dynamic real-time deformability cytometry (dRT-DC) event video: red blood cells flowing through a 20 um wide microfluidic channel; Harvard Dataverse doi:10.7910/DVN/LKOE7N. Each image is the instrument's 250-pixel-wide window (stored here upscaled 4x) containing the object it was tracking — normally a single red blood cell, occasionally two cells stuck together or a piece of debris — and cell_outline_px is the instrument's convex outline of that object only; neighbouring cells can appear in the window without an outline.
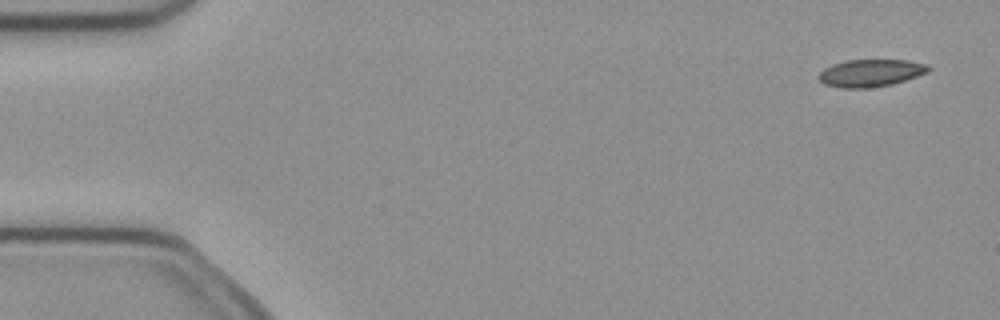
{"species": "common noctule bat (a hibernating species)", "species_latin": "Nyctalus noctula", "temperature_condition": "cold", "stored_images_in_passage": 5, "camera_frame_rate_fps": 3000, "um_per_image_px": 0.085, "animal": {"sex": "female", "body_mass_g": 21.9}, "frame": {"image": 1, "passage_image": 1, "time_ms": 0.0, "image_size_px": [1000, 320], "cell_outline_px": [[932, 68], [928, 72], [892, 84], [868, 88], [840, 88], [824, 84], [816, 76], [824, 68], [832, 64], [844, 60], [908, 60], [928, 64]], "centroid_in_image_um": [73.99, 6.2], "position_along_channel_um": 11.0, "area_um2": 17.63}}